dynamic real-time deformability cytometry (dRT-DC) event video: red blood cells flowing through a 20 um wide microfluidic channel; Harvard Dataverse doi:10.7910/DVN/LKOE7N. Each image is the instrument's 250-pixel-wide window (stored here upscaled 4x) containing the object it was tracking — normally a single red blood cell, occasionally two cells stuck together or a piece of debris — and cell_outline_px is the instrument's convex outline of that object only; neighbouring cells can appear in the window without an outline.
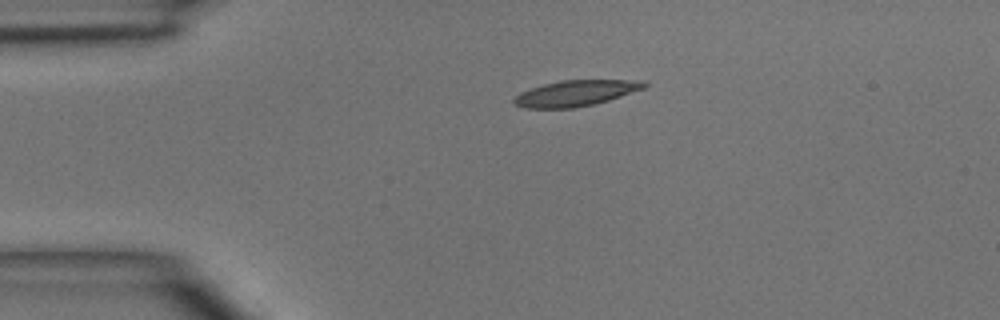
{"species": "common noctule bat (a hibernating species)", "species_latin": "Nyctalus noctula", "temperature_condition": "room temperature", "stored_images_in_passage": 3, "camera_frame_rate_fps": 3000, "um_per_image_px": 0.085, "animal": {"sex": "male", "body_mass_g": 15.6}, "frame": {"image": 1, "passage_image": 1, "time_ms": 0.0, "image_size_px": [1000, 320], "cell_outline_px": [[648, 84], [644, 88], [608, 100], [576, 108], [524, 108], [516, 104], [512, 100], [520, 92], [544, 84], [560, 80], [644, 80]], "centroid_in_image_um": [48.93, 7.91], "position_along_channel_um": 36.1, "area_um2": 19.42}}
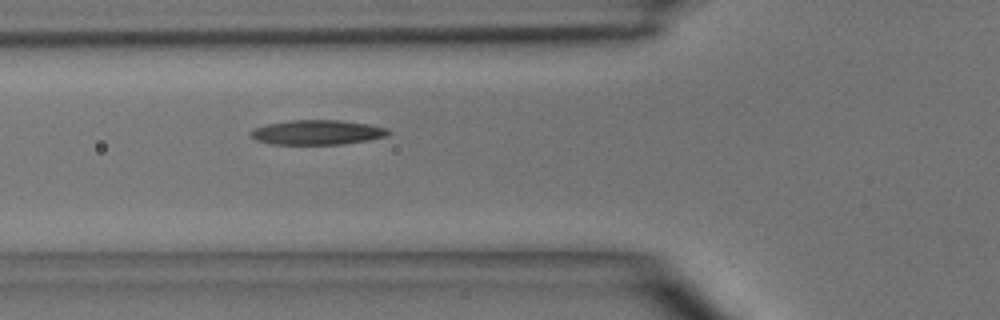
{"frame": {"image": 2, "passage_image": 3, "time_ms": 2.333, "image_size_px": [1000, 320], "cell_outline_px": [[392, 132], [388, 136], [368, 140], [344, 144], [272, 144], [256, 140], [248, 136], [248, 132], [252, 128], [268, 124], [288, 120], [340, 120], [368, 124], [388, 128]], "centroid_in_image_um": [26.95, 11.25], "position_along_channel_um": 98.9, "area_um2": 20.06}}